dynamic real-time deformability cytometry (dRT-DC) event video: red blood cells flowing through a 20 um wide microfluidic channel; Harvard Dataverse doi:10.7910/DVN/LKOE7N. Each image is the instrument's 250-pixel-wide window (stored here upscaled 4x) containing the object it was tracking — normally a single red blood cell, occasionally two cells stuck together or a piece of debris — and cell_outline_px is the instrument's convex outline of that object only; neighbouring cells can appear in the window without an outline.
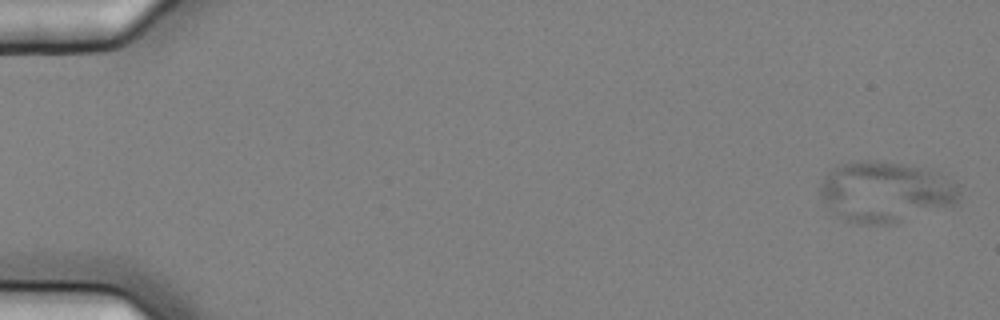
{"species": "common noctule bat (a hibernating species)", "species_latin": "Nyctalus noctula", "temperature_condition": "cold", "stored_images_in_passage": 6, "camera_frame_rate_fps": 3000, "um_per_image_px": 0.085, "animal": {"sex": "female", "body_mass_g": 25.1}, "frame": {"image": 1, "passage_image": 1, "time_ms": 0.0, "image_size_px": [1000, 320], "cell_outline_px": [[960, 196], [956, 204], [888, 224], [868, 224], [848, 220], [836, 216], [828, 212], [820, 196], [820, 184], [824, 176], [832, 168], [840, 164], [856, 160], [876, 160], [900, 164], [940, 172], [960, 184]], "centroid_in_image_um": [75.24, 16.28], "position_along_channel_um": 9.8, "area_um2": 49.48}}
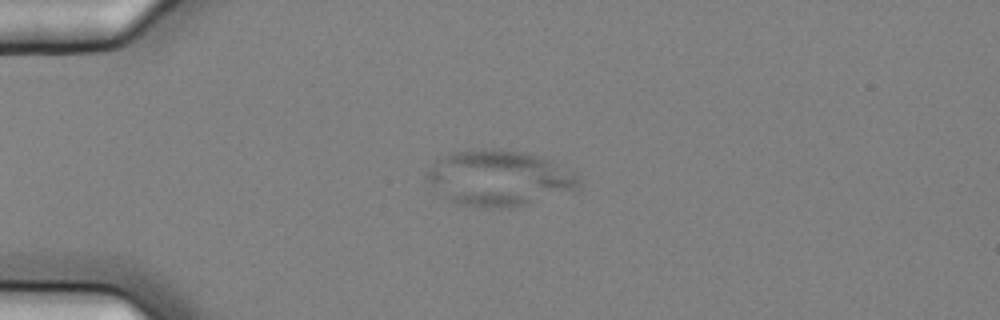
{"frame": {"image": 2, "passage_image": 4, "time_ms": 1.0, "image_size_px": [1000, 320], "cell_outline_px": [[580, 184], [576, 188], [524, 204], [508, 208], [484, 208], [460, 204], [444, 196], [424, 176], [436, 160], [452, 152], [480, 148], [500, 148], [520, 152], [552, 160], [576, 172], [580, 176]], "centroid_in_image_um": [42.42, 15.11], "position_along_channel_um": 42.6, "area_um2": 48.73}}
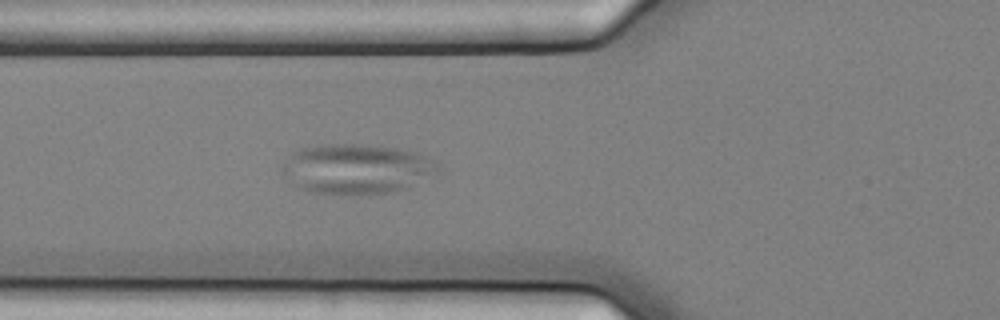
{"frame": {"image": 3, "passage_image": 6, "time_ms": 1.667, "image_size_px": [1000, 320], "cell_outline_px": [[440, 172], [436, 176], [408, 188], [392, 192], [348, 196], [316, 192], [300, 188], [292, 184], [284, 176], [280, 168], [288, 156], [292, 152], [304, 148], [328, 144], [360, 144], [396, 148], [412, 152], [436, 160], [440, 164]], "centroid_in_image_um": [30.36, 14.38], "position_along_channel_um": 95.4, "area_um2": 45.95}}